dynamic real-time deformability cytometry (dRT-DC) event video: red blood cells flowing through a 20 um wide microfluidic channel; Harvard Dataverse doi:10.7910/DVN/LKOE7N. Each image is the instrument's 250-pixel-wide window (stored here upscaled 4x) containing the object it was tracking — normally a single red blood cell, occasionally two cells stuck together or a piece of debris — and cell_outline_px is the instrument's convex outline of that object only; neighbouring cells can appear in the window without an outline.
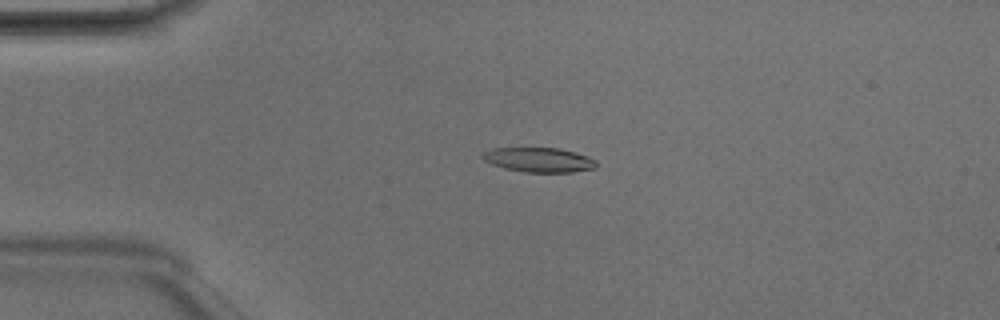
{"species": "Egyptian fruit bat (a non-hibernating species)", "species_latin": "Rousettus aegyptiacus", "temperature_condition": "room temperature", "stored_images_in_passage": 3, "camera_frame_rate_fps": 3000, "um_per_image_px": 0.085, "animal": {"sex": "male"}, "frame": {"image": 1, "passage_image": 2, "time_ms": 0.333, "image_size_px": [1000, 320], "cell_outline_px": [[596, 168], [572, 172], [524, 172], [504, 168], [492, 164], [484, 160], [480, 156], [484, 152], [492, 148], [560, 148], [596, 160]], "centroid_in_image_um": [45.77, 13.59], "position_along_channel_um": 39.2, "area_um2": 16.13}}